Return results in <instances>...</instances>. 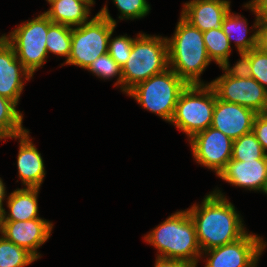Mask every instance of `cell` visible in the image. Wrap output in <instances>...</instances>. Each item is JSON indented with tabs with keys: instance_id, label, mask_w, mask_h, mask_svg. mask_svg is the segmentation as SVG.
Listing matches in <instances>:
<instances>
[{
	"instance_id": "23",
	"label": "cell",
	"mask_w": 267,
	"mask_h": 267,
	"mask_svg": "<svg viewBox=\"0 0 267 267\" xmlns=\"http://www.w3.org/2000/svg\"><path fill=\"white\" fill-rule=\"evenodd\" d=\"M203 40L211 61H215L220 67L226 60H229L231 44L222 27L204 31Z\"/></svg>"
},
{
	"instance_id": "31",
	"label": "cell",
	"mask_w": 267,
	"mask_h": 267,
	"mask_svg": "<svg viewBox=\"0 0 267 267\" xmlns=\"http://www.w3.org/2000/svg\"><path fill=\"white\" fill-rule=\"evenodd\" d=\"M252 132L261 144L263 151L267 154V113L256 115Z\"/></svg>"
},
{
	"instance_id": "34",
	"label": "cell",
	"mask_w": 267,
	"mask_h": 267,
	"mask_svg": "<svg viewBox=\"0 0 267 267\" xmlns=\"http://www.w3.org/2000/svg\"><path fill=\"white\" fill-rule=\"evenodd\" d=\"M154 267H197V265L185 261L157 257Z\"/></svg>"
},
{
	"instance_id": "37",
	"label": "cell",
	"mask_w": 267,
	"mask_h": 267,
	"mask_svg": "<svg viewBox=\"0 0 267 267\" xmlns=\"http://www.w3.org/2000/svg\"><path fill=\"white\" fill-rule=\"evenodd\" d=\"M261 191H262L263 193L267 194V177H266V179H265V183H264V186H263V188H262Z\"/></svg>"
},
{
	"instance_id": "4",
	"label": "cell",
	"mask_w": 267,
	"mask_h": 267,
	"mask_svg": "<svg viewBox=\"0 0 267 267\" xmlns=\"http://www.w3.org/2000/svg\"><path fill=\"white\" fill-rule=\"evenodd\" d=\"M169 68L167 39L139 33L130 57L122 67V91L126 94L137 84Z\"/></svg>"
},
{
	"instance_id": "10",
	"label": "cell",
	"mask_w": 267,
	"mask_h": 267,
	"mask_svg": "<svg viewBox=\"0 0 267 267\" xmlns=\"http://www.w3.org/2000/svg\"><path fill=\"white\" fill-rule=\"evenodd\" d=\"M266 245L260 236L247 232L237 241L203 251L209 256L205 267H256Z\"/></svg>"
},
{
	"instance_id": "12",
	"label": "cell",
	"mask_w": 267,
	"mask_h": 267,
	"mask_svg": "<svg viewBox=\"0 0 267 267\" xmlns=\"http://www.w3.org/2000/svg\"><path fill=\"white\" fill-rule=\"evenodd\" d=\"M256 115L253 110L223 101L216 95L211 127L235 140L252 132Z\"/></svg>"
},
{
	"instance_id": "20",
	"label": "cell",
	"mask_w": 267,
	"mask_h": 267,
	"mask_svg": "<svg viewBox=\"0 0 267 267\" xmlns=\"http://www.w3.org/2000/svg\"><path fill=\"white\" fill-rule=\"evenodd\" d=\"M247 25V19L237 14L234 15L231 13V10L223 20L222 29L228 37L230 44L231 40H235L234 42L238 52L250 51L257 47V30L254 34L247 37L249 31Z\"/></svg>"
},
{
	"instance_id": "15",
	"label": "cell",
	"mask_w": 267,
	"mask_h": 267,
	"mask_svg": "<svg viewBox=\"0 0 267 267\" xmlns=\"http://www.w3.org/2000/svg\"><path fill=\"white\" fill-rule=\"evenodd\" d=\"M229 0H192L184 4L181 17L201 32L219 29L230 9Z\"/></svg>"
},
{
	"instance_id": "16",
	"label": "cell",
	"mask_w": 267,
	"mask_h": 267,
	"mask_svg": "<svg viewBox=\"0 0 267 267\" xmlns=\"http://www.w3.org/2000/svg\"><path fill=\"white\" fill-rule=\"evenodd\" d=\"M218 177L233 186L261 191L267 177V159L230 160Z\"/></svg>"
},
{
	"instance_id": "5",
	"label": "cell",
	"mask_w": 267,
	"mask_h": 267,
	"mask_svg": "<svg viewBox=\"0 0 267 267\" xmlns=\"http://www.w3.org/2000/svg\"><path fill=\"white\" fill-rule=\"evenodd\" d=\"M116 23L105 5L87 23L72 27L71 54L64 64L87 69L99 56L108 53L109 38Z\"/></svg>"
},
{
	"instance_id": "13",
	"label": "cell",
	"mask_w": 267,
	"mask_h": 267,
	"mask_svg": "<svg viewBox=\"0 0 267 267\" xmlns=\"http://www.w3.org/2000/svg\"><path fill=\"white\" fill-rule=\"evenodd\" d=\"M52 222L42 218L27 221H3L2 235L17 246L40 258L37 249L50 237Z\"/></svg>"
},
{
	"instance_id": "36",
	"label": "cell",
	"mask_w": 267,
	"mask_h": 267,
	"mask_svg": "<svg viewBox=\"0 0 267 267\" xmlns=\"http://www.w3.org/2000/svg\"><path fill=\"white\" fill-rule=\"evenodd\" d=\"M3 214H4L3 207H0V233L1 235H2V230H3V220H4Z\"/></svg>"
},
{
	"instance_id": "1",
	"label": "cell",
	"mask_w": 267,
	"mask_h": 267,
	"mask_svg": "<svg viewBox=\"0 0 267 267\" xmlns=\"http://www.w3.org/2000/svg\"><path fill=\"white\" fill-rule=\"evenodd\" d=\"M187 211L202 252L237 241L247 233L235 206L217 188L205 196L202 204H193Z\"/></svg>"
},
{
	"instance_id": "18",
	"label": "cell",
	"mask_w": 267,
	"mask_h": 267,
	"mask_svg": "<svg viewBox=\"0 0 267 267\" xmlns=\"http://www.w3.org/2000/svg\"><path fill=\"white\" fill-rule=\"evenodd\" d=\"M50 4L44 14L52 21L70 27L87 23L94 0H46ZM90 7V8H89Z\"/></svg>"
},
{
	"instance_id": "33",
	"label": "cell",
	"mask_w": 267,
	"mask_h": 267,
	"mask_svg": "<svg viewBox=\"0 0 267 267\" xmlns=\"http://www.w3.org/2000/svg\"><path fill=\"white\" fill-rule=\"evenodd\" d=\"M244 7L251 9L259 21H267V0H251Z\"/></svg>"
},
{
	"instance_id": "2",
	"label": "cell",
	"mask_w": 267,
	"mask_h": 267,
	"mask_svg": "<svg viewBox=\"0 0 267 267\" xmlns=\"http://www.w3.org/2000/svg\"><path fill=\"white\" fill-rule=\"evenodd\" d=\"M144 240L160 253L159 258L185 261L197 265L202 257L196 228L187 210L177 211L155 227Z\"/></svg>"
},
{
	"instance_id": "29",
	"label": "cell",
	"mask_w": 267,
	"mask_h": 267,
	"mask_svg": "<svg viewBox=\"0 0 267 267\" xmlns=\"http://www.w3.org/2000/svg\"><path fill=\"white\" fill-rule=\"evenodd\" d=\"M252 78L267 89V53L257 47L249 51Z\"/></svg>"
},
{
	"instance_id": "27",
	"label": "cell",
	"mask_w": 267,
	"mask_h": 267,
	"mask_svg": "<svg viewBox=\"0 0 267 267\" xmlns=\"http://www.w3.org/2000/svg\"><path fill=\"white\" fill-rule=\"evenodd\" d=\"M113 33L110 35L108 43V53L112 59L122 68L128 61L133 41L135 38L127 37L126 35L111 38Z\"/></svg>"
},
{
	"instance_id": "22",
	"label": "cell",
	"mask_w": 267,
	"mask_h": 267,
	"mask_svg": "<svg viewBox=\"0 0 267 267\" xmlns=\"http://www.w3.org/2000/svg\"><path fill=\"white\" fill-rule=\"evenodd\" d=\"M71 35L72 27L51 23L46 35L47 53L66 57L65 61L67 62L71 54Z\"/></svg>"
},
{
	"instance_id": "28",
	"label": "cell",
	"mask_w": 267,
	"mask_h": 267,
	"mask_svg": "<svg viewBox=\"0 0 267 267\" xmlns=\"http://www.w3.org/2000/svg\"><path fill=\"white\" fill-rule=\"evenodd\" d=\"M113 2L121 13L118 17L121 20L143 18L150 11L147 0H113Z\"/></svg>"
},
{
	"instance_id": "14",
	"label": "cell",
	"mask_w": 267,
	"mask_h": 267,
	"mask_svg": "<svg viewBox=\"0 0 267 267\" xmlns=\"http://www.w3.org/2000/svg\"><path fill=\"white\" fill-rule=\"evenodd\" d=\"M32 75L17 59L13 47L0 37V95L17 105L23 91V80L29 81ZM24 78V79H22Z\"/></svg>"
},
{
	"instance_id": "11",
	"label": "cell",
	"mask_w": 267,
	"mask_h": 267,
	"mask_svg": "<svg viewBox=\"0 0 267 267\" xmlns=\"http://www.w3.org/2000/svg\"><path fill=\"white\" fill-rule=\"evenodd\" d=\"M189 142L196 162L217 176L231 160L233 140L211 126L193 135Z\"/></svg>"
},
{
	"instance_id": "7",
	"label": "cell",
	"mask_w": 267,
	"mask_h": 267,
	"mask_svg": "<svg viewBox=\"0 0 267 267\" xmlns=\"http://www.w3.org/2000/svg\"><path fill=\"white\" fill-rule=\"evenodd\" d=\"M216 93L210 84L187 85L181 92L170 121L190 139L211 126Z\"/></svg>"
},
{
	"instance_id": "24",
	"label": "cell",
	"mask_w": 267,
	"mask_h": 267,
	"mask_svg": "<svg viewBox=\"0 0 267 267\" xmlns=\"http://www.w3.org/2000/svg\"><path fill=\"white\" fill-rule=\"evenodd\" d=\"M255 159H267V154L263 151L253 132L233 140L231 160L249 161Z\"/></svg>"
},
{
	"instance_id": "32",
	"label": "cell",
	"mask_w": 267,
	"mask_h": 267,
	"mask_svg": "<svg viewBox=\"0 0 267 267\" xmlns=\"http://www.w3.org/2000/svg\"><path fill=\"white\" fill-rule=\"evenodd\" d=\"M254 29H257V48L267 53V21H259L256 15Z\"/></svg>"
},
{
	"instance_id": "25",
	"label": "cell",
	"mask_w": 267,
	"mask_h": 267,
	"mask_svg": "<svg viewBox=\"0 0 267 267\" xmlns=\"http://www.w3.org/2000/svg\"><path fill=\"white\" fill-rule=\"evenodd\" d=\"M37 260L30 252L0 237V267H25Z\"/></svg>"
},
{
	"instance_id": "21",
	"label": "cell",
	"mask_w": 267,
	"mask_h": 267,
	"mask_svg": "<svg viewBox=\"0 0 267 267\" xmlns=\"http://www.w3.org/2000/svg\"><path fill=\"white\" fill-rule=\"evenodd\" d=\"M17 104L0 95V136L5 138H15L25 132L22 125L23 115L16 109Z\"/></svg>"
},
{
	"instance_id": "8",
	"label": "cell",
	"mask_w": 267,
	"mask_h": 267,
	"mask_svg": "<svg viewBox=\"0 0 267 267\" xmlns=\"http://www.w3.org/2000/svg\"><path fill=\"white\" fill-rule=\"evenodd\" d=\"M52 21L44 14L17 26L3 38L13 47L17 59L33 76L46 61V35Z\"/></svg>"
},
{
	"instance_id": "17",
	"label": "cell",
	"mask_w": 267,
	"mask_h": 267,
	"mask_svg": "<svg viewBox=\"0 0 267 267\" xmlns=\"http://www.w3.org/2000/svg\"><path fill=\"white\" fill-rule=\"evenodd\" d=\"M16 138L20 139L17 156L19 178L26 188H40L46 174L41 153L30 140L28 130L17 135Z\"/></svg>"
},
{
	"instance_id": "6",
	"label": "cell",
	"mask_w": 267,
	"mask_h": 267,
	"mask_svg": "<svg viewBox=\"0 0 267 267\" xmlns=\"http://www.w3.org/2000/svg\"><path fill=\"white\" fill-rule=\"evenodd\" d=\"M187 85L171 68H168L137 84L127 94L144 109L170 123L178 98Z\"/></svg>"
},
{
	"instance_id": "35",
	"label": "cell",
	"mask_w": 267,
	"mask_h": 267,
	"mask_svg": "<svg viewBox=\"0 0 267 267\" xmlns=\"http://www.w3.org/2000/svg\"><path fill=\"white\" fill-rule=\"evenodd\" d=\"M6 187L0 178V207H3V201L5 200V195H6Z\"/></svg>"
},
{
	"instance_id": "3",
	"label": "cell",
	"mask_w": 267,
	"mask_h": 267,
	"mask_svg": "<svg viewBox=\"0 0 267 267\" xmlns=\"http://www.w3.org/2000/svg\"><path fill=\"white\" fill-rule=\"evenodd\" d=\"M177 23L173 37H166L169 68L188 85L204 84L200 76L211 59L205 48L203 32L182 17Z\"/></svg>"
},
{
	"instance_id": "19",
	"label": "cell",
	"mask_w": 267,
	"mask_h": 267,
	"mask_svg": "<svg viewBox=\"0 0 267 267\" xmlns=\"http://www.w3.org/2000/svg\"><path fill=\"white\" fill-rule=\"evenodd\" d=\"M40 188L16 189L7 197L9 213L4 210L3 221H27L40 218L38 215V193ZM7 213V214H6Z\"/></svg>"
},
{
	"instance_id": "26",
	"label": "cell",
	"mask_w": 267,
	"mask_h": 267,
	"mask_svg": "<svg viewBox=\"0 0 267 267\" xmlns=\"http://www.w3.org/2000/svg\"><path fill=\"white\" fill-rule=\"evenodd\" d=\"M87 70L103 79H111L118 75L114 85H120L122 90V68L112 59L109 53L99 56Z\"/></svg>"
},
{
	"instance_id": "9",
	"label": "cell",
	"mask_w": 267,
	"mask_h": 267,
	"mask_svg": "<svg viewBox=\"0 0 267 267\" xmlns=\"http://www.w3.org/2000/svg\"><path fill=\"white\" fill-rule=\"evenodd\" d=\"M210 84L217 97L259 113H267V89L250 78H234L225 73Z\"/></svg>"
},
{
	"instance_id": "30",
	"label": "cell",
	"mask_w": 267,
	"mask_h": 267,
	"mask_svg": "<svg viewBox=\"0 0 267 267\" xmlns=\"http://www.w3.org/2000/svg\"><path fill=\"white\" fill-rule=\"evenodd\" d=\"M240 59L233 67H230L229 60H226L220 67L227 76L234 78H250L252 76L249 51L239 52Z\"/></svg>"
}]
</instances>
